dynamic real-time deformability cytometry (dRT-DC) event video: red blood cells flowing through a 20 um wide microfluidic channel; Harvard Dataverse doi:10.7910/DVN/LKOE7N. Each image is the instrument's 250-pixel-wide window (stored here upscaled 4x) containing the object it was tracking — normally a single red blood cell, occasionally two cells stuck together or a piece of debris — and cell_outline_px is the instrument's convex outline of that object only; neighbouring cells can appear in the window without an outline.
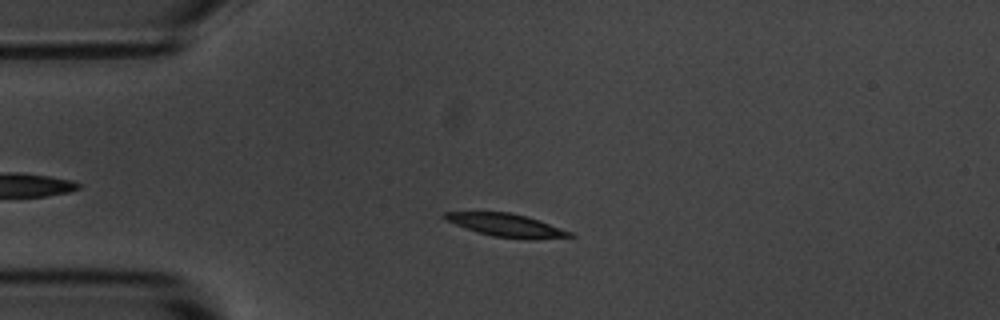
{"species": "common noctule bat (a hibernating species)", "species_latin": "Nyctalus noctula", "temperature_condition": "room temperature", "stored_images_in_passage": 44, "camera_frame_rate_fps": 3000, "um_per_image_px": 0.085, "animal": {"sex": "male", "body_mass_g": 20.1, "forearm_length_mm": 53.5}, "frame": {"image": 1, "passage_image": 11, "time_ms": 3.333, "image_size_px": [1000, 320], "cell_outline_px": [[576, 236], [532, 240], [524, 240], [492, 236], [476, 232], [444, 220], [440, 216], [444, 212], [508, 212], [540, 220], [572, 232]], "centroid_in_image_um": [43.03, 19.16], "position_along_channel_um": 42.0, "area_um2": 16.99}}
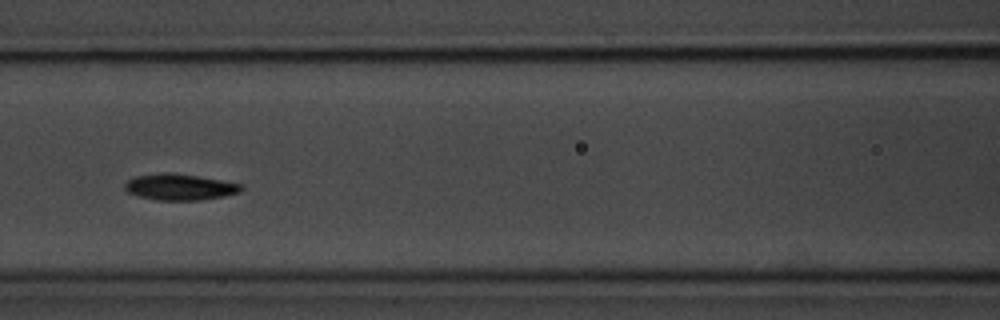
{"frame": {"image": 2, "passage_image": 22, "time_ms": 7.0, "image_size_px": [1000, 320], "cell_outline_px": [[244, 188], [240, 192], [224, 196], [200, 200], [156, 200], [140, 196], [128, 192], [124, 188], [124, 184], [128, 180], [136, 176], [164, 172], [172, 172], [244, 184]], "centroid_in_image_um": [15.3, 15.89], "position_along_channel_um": 151.3, "area_um2": 17.74}}
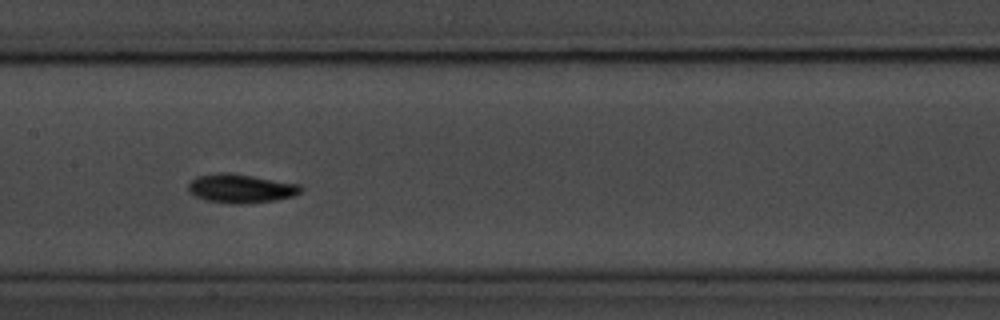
{"frame": {"image": 3, "passage_image": 25, "time_ms": 8.0, "image_size_px": [1000, 320], "cell_outline_px": [[304, 188], [300, 192], [292, 196], [276, 200], [244, 204], [228, 204], [204, 200], [196, 196], [188, 188], [188, 184], [196, 176], [220, 172], [224, 172], [252, 176], [300, 184]], "centroid_in_image_um": [20.47, 16.03], "position_along_channel_um": 186.9, "area_um2": 18.9}, "authors_computed_cell_mechanics": {"area_um2": 17.1088, "velocity_mm_per_s": 3.5715, "shape_relaxation_time_tau1_ms": 2.2299, "shape_relaxation_time_tau2_ms": null, "deformation_change_tau1": 0.1222, "deformation_change_tau2": null}}